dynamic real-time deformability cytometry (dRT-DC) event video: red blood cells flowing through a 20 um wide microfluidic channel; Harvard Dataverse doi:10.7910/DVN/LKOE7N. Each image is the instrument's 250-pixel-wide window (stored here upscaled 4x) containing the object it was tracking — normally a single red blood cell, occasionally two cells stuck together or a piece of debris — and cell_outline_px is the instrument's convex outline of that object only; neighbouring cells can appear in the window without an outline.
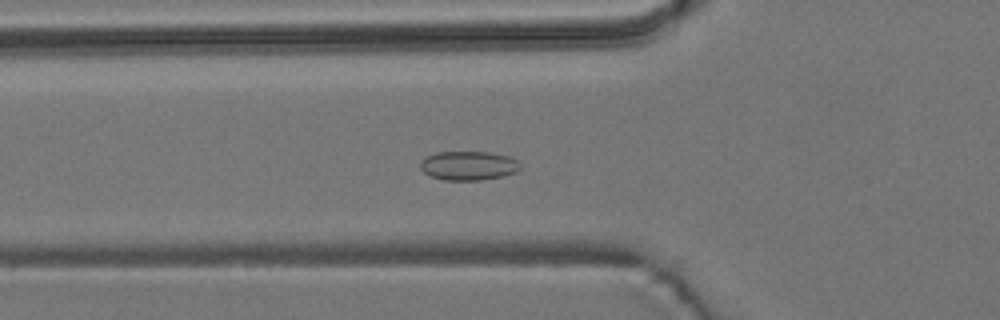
{"species": "common noctule bat (a hibernating species)", "species_latin": "Nyctalus noctula", "temperature_condition": "room temperature", "stored_images_in_passage": 57, "camera_frame_rate_fps": 3000, "um_per_image_px": 0.085, "animal": {"sex": "male", "body_mass_g": 19.2, "forearm_length_mm": 51.8}, "frame": {"image": 1, "passage_image": 20, "time_ms": 6.333, "image_size_px": [1000, 320], "cell_outline_px": [[520, 168], [516, 172], [504, 176], [480, 180], [444, 180], [428, 176], [420, 168], [420, 164], [428, 156], [436, 152], [492, 152], [508, 156], [516, 160], [520, 164]], "centroid_in_image_um": [39.83, 14.09], "position_along_channel_um": 86.0, "area_um2": 16.94}}
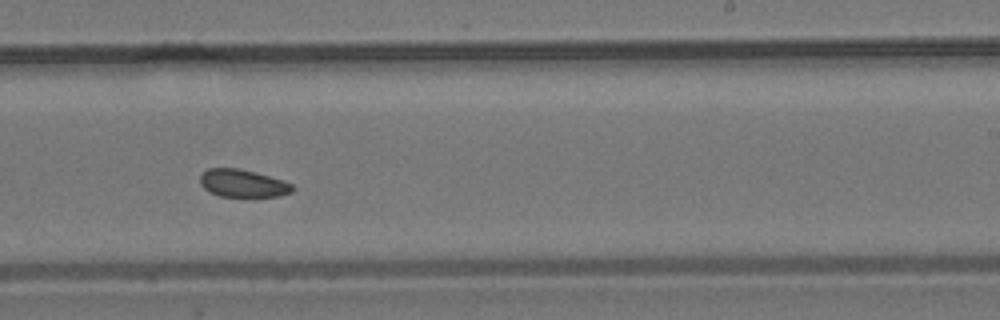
{"frame": {"image": 2, "passage_image": 35, "time_ms": 11.333, "image_size_px": [1000, 320], "cell_outline_px": [[296, 188], [292, 192], [280, 196], [220, 196], [208, 192], [200, 184], [200, 176], [208, 168], [236, 168], [256, 172], [284, 180], [292, 184]], "centroid_in_image_um": [20.66, 15.58], "position_along_channel_um": 268.3, "area_um2": 14.97}}
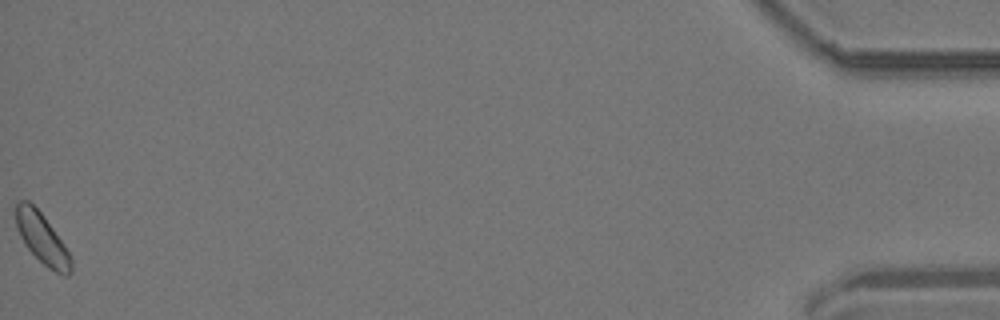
{"frame": {"image": 3, "passage_image": 57, "time_ms": 18.667, "image_size_px": [1000, 320], "cell_outline_px": [[72, 272], [68, 276], [64, 276], [48, 268], [24, 244], [20, 236], [16, 224], [12, 208], [20, 200], [28, 200], [44, 216], [64, 244], [72, 256]], "centroid_in_image_um": [3.56, 20.26], "position_along_channel_um": 431.6, "area_um2": 16.47}, "authors_computed_cell_mechanics": {"area_um2": 15.895, "velocity_mm_per_s": 3.6457, "shape_relaxation_time_tau1_ms": null, "shape_relaxation_time_tau2_ms": 2.7143, "deformation_change_tau1": null, "deformation_change_tau2": 0.0655}}